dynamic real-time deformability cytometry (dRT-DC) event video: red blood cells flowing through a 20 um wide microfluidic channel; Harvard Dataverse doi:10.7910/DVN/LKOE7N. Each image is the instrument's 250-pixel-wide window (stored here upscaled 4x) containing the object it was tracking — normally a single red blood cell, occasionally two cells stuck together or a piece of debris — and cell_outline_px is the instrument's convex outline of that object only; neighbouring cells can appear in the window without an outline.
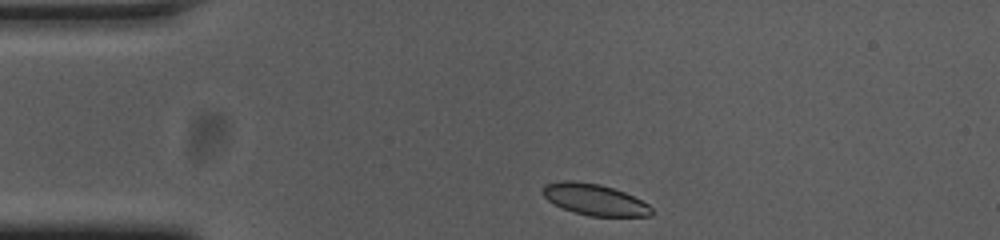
{"species": "common noctule bat (a hibernating species)", "species_latin": "Nyctalus noctula", "temperature_condition": "cold", "stored_images_in_passage": 35, "camera_frame_rate_fps": 3000, "um_per_image_px": 0.085, "animal": {"sex": "female", "body_mass_g": 23.0, "forearm_length_mm": 53.4}, "frame": {"image": 1, "passage_image": 1, "time_ms": 0.0, "image_size_px": [1000, 240], "cell_outline_px": [[652, 216], [588, 216], [564, 208], [548, 200], [544, 196], [544, 184], [560, 180], [572, 180], [600, 184], [624, 192], [648, 204], [652, 208]], "centroid_in_image_um": [50.55, 16.95], "position_along_channel_um": 34.5, "area_um2": 19.59}}
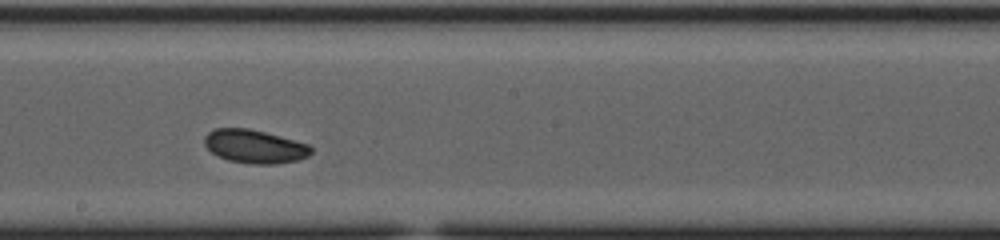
{"frame": {"image": 2, "passage_image": 20, "time_ms": 6.333, "image_size_px": [1000, 240], "cell_outline_px": [[312, 152], [308, 156], [296, 160], [276, 164], [252, 164], [228, 160], [212, 152], [204, 144], [204, 136], [208, 132], [216, 128], [248, 128], [280, 136], [308, 144], [312, 148]], "centroid_in_image_um": [21.64, 12.44], "position_along_channel_um": 226.6, "area_um2": 20.63}}
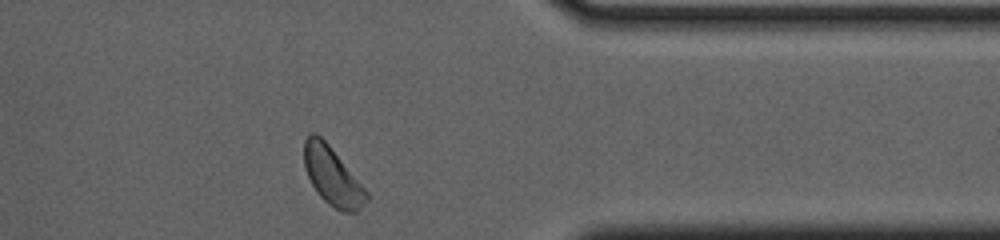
{"frame": {"image": 3, "passage_image": 34, "time_ms": 11.0, "image_size_px": [1000, 240], "cell_outline_px": [[368, 200], [356, 212], [340, 212], [328, 204], [316, 192], [304, 168], [304, 140], [312, 132], [316, 132], [328, 144], [368, 192]], "centroid_in_image_um": [28.24, 15.0], "position_along_channel_um": 383.2, "area_um2": 20.98}, "authors_computed_cell_mechanics": {"area_um2": 20.4034, "velocity_mm_per_s": 3.6598, "shape_relaxation_time_tau1_ms": null, "shape_relaxation_time_tau2_ms": 9.7476, "deformation_change_tau1": null, "deformation_change_tau2": 0.1132}}